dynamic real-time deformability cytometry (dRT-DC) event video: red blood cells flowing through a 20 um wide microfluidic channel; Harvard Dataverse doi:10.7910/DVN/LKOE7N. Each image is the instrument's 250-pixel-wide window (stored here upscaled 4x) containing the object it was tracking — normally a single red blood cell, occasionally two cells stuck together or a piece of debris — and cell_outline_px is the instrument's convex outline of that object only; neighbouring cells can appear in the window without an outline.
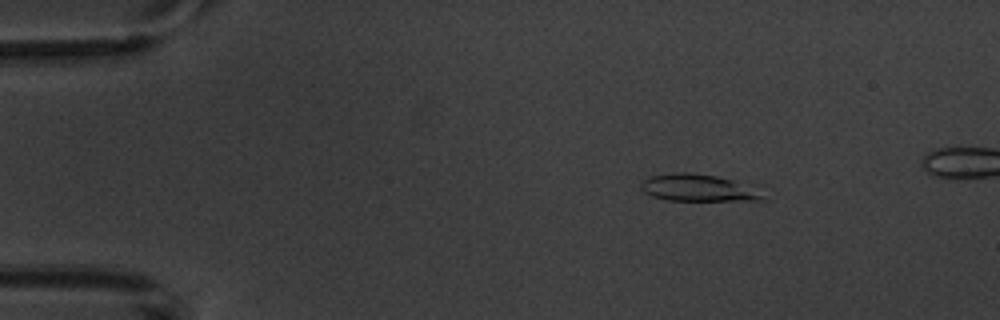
{"species": "common noctule bat (a hibernating species)", "species_latin": "Nyctalus noctula", "temperature_condition": "warm", "stored_images_in_passage": 4, "camera_frame_rate_fps": 3000, "um_per_image_px": 0.085, "animal": {"sex": "male", "body_mass_g": 20.1, "forearm_length_mm": 53.5}, "frame": {"image": 1, "passage_image": 1, "time_ms": 0.0, "image_size_px": [1000, 320], "cell_outline_px": [[764, 200], [668, 200], [652, 196], [644, 192], [640, 188], [640, 184], [644, 180], [652, 176], [676, 172], [684, 172], [716, 176], [732, 180], [764, 196]], "centroid_in_image_um": [59.21, 15.97], "position_along_channel_um": 25.8, "area_um2": 18.38}}